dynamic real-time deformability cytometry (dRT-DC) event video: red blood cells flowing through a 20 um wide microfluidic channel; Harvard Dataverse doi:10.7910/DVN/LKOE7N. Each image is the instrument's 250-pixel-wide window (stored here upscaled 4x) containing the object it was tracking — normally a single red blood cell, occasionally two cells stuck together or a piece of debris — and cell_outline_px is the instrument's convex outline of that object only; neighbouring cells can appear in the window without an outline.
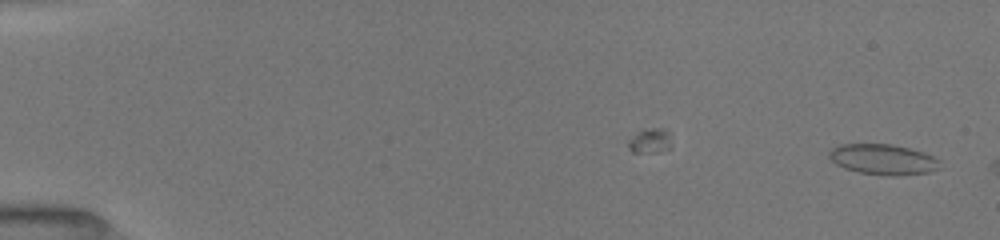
{"species": "common noctule bat (a hibernating species)", "species_latin": "Nyctalus noctula", "temperature_condition": "room temperature", "stored_images_in_passage": 14, "camera_frame_rate_fps": 3000, "um_per_image_px": 0.085, "animal": {"sex": "female", "body_mass_g": 19.5, "forearm_length_mm": 54.1}, "frame": {"image": 1, "passage_image": 1, "time_ms": 0.0, "image_size_px": [1000, 240], "cell_outline_px": [[940, 168], [928, 172], [896, 176], [888, 176], [860, 172], [844, 168], [836, 164], [828, 156], [828, 152], [832, 148], [840, 144], [892, 144], [924, 152], [940, 160]], "centroid_in_image_um": [75.06, 13.55], "position_along_channel_um": 9.9, "area_um2": 19.71}}